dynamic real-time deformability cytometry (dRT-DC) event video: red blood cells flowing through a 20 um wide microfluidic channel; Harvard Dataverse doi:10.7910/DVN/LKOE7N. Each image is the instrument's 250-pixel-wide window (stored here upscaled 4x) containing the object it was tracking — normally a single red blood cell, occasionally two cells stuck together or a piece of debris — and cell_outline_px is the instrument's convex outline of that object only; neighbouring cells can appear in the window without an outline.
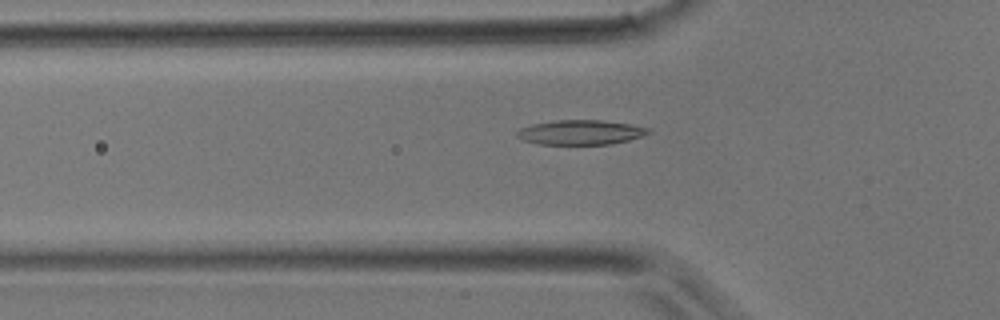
{"species": "common noctule bat (a hibernating species)", "species_latin": "Nyctalus noctula", "temperature_condition": "room temperature", "stored_images_in_passage": 40, "camera_frame_rate_fps": 3000, "um_per_image_px": 0.085, "animal": {"sex": "male", "body_mass_g": 17.9}, "frame": {"image": 1, "passage_image": 13, "time_ms": 4.0, "image_size_px": [1000, 320], "cell_outline_px": [[652, 132], [628, 140], [608, 144], [540, 144], [524, 140], [516, 136], [516, 132], [520, 128], [532, 124], [556, 120], [604, 120], [632, 124], [648, 128]], "centroid_in_image_um": [49.34, 11.24], "position_along_channel_um": 76.5, "area_um2": 18.79}}
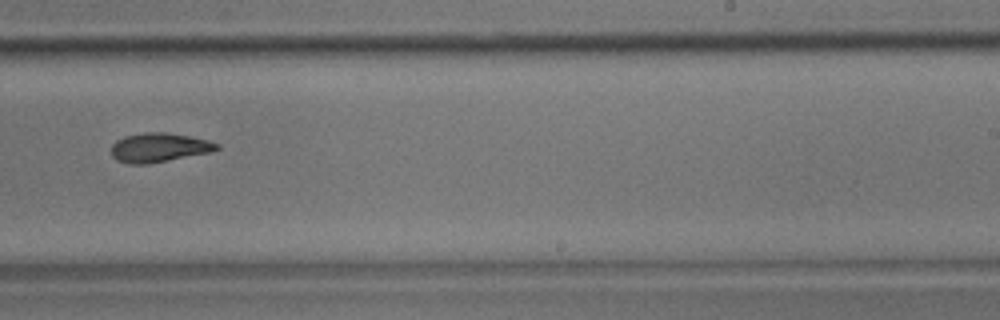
{"frame": {"image": 2, "passage_image": 25, "time_ms": 8.0, "image_size_px": [1000, 320], "cell_outline_px": [[220, 148], [212, 152], [148, 164], [128, 164], [116, 160], [112, 156], [112, 144], [116, 140], [124, 136], [144, 132], [168, 132], [208, 140], [220, 144]], "centroid_in_image_um": [13.52, 12.54], "position_along_channel_um": 275.5, "area_um2": 18.09}}
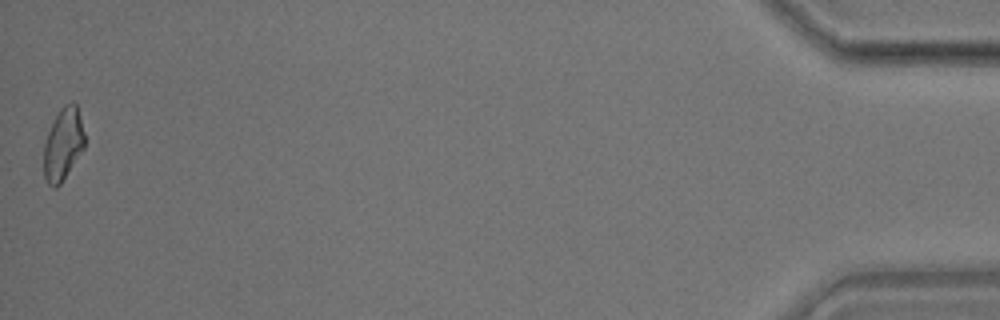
{"frame": {"image": 3, "passage_image": 40, "time_ms": 13.0, "image_size_px": [1000, 320], "cell_outline_px": [[84, 148], [60, 184], [56, 188], [52, 188], [48, 184], [44, 176], [44, 144], [52, 120], [60, 108], [64, 104], [72, 100], [76, 104], [84, 132]], "centroid_in_image_um": [5.35, 12.23], "position_along_channel_um": 429.9, "area_um2": 17.22}}